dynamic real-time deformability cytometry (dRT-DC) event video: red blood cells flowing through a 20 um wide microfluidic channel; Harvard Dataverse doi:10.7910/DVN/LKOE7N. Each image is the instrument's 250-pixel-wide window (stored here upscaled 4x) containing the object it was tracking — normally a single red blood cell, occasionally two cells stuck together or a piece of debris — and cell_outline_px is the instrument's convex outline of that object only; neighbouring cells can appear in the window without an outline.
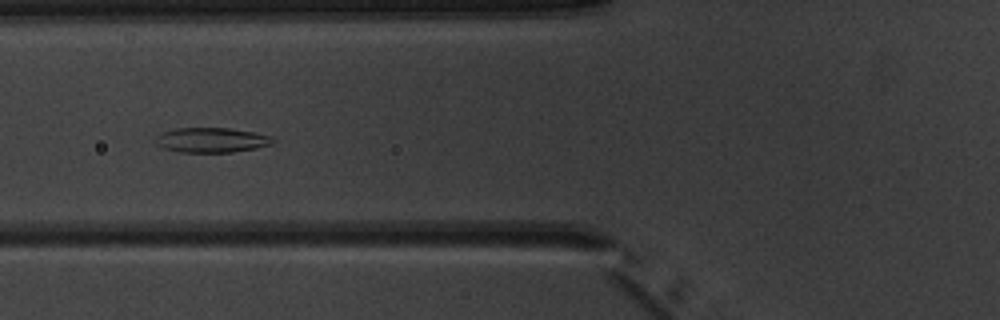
{"species": "common noctule bat (a hibernating species)", "species_latin": "Nyctalus noctula", "temperature_condition": "warm", "stored_images_in_passage": 9, "camera_frame_rate_fps": 3000, "um_per_image_px": 0.085, "animal": {"sex": "male", "body_mass_g": 20.1, "forearm_length_mm": 53.5}, "frame": {"image": 1, "passage_image": 7, "time_ms": 7.0, "image_size_px": [1000, 320], "cell_outline_px": [[276, 140], [272, 144], [256, 148], [232, 152], [180, 152], [164, 148], [156, 144], [152, 140], [160, 132], [176, 128], [228, 128], [252, 132], [272, 136]], "centroid_in_image_um": [17.94, 11.9], "position_along_channel_um": 107.9, "area_um2": 17.11}}
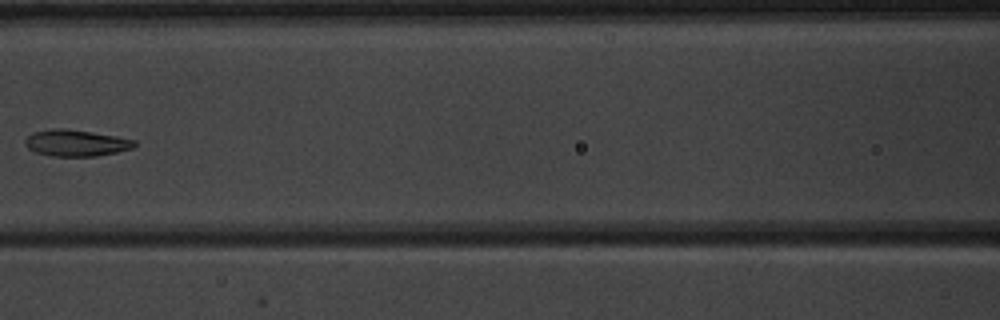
{"frame": {"image": 2, "passage_image": 8, "time_ms": 8.333, "image_size_px": [1000, 320], "cell_outline_px": [[136, 144], [132, 148], [116, 152], [96, 156], [52, 156], [36, 152], [28, 148], [24, 144], [24, 140], [32, 132], [52, 128], [64, 128], [92, 132], [116, 136], [136, 140]], "centroid_in_image_um": [6.44, 12.14], "position_along_channel_um": 160.2, "area_um2": 16.88}}
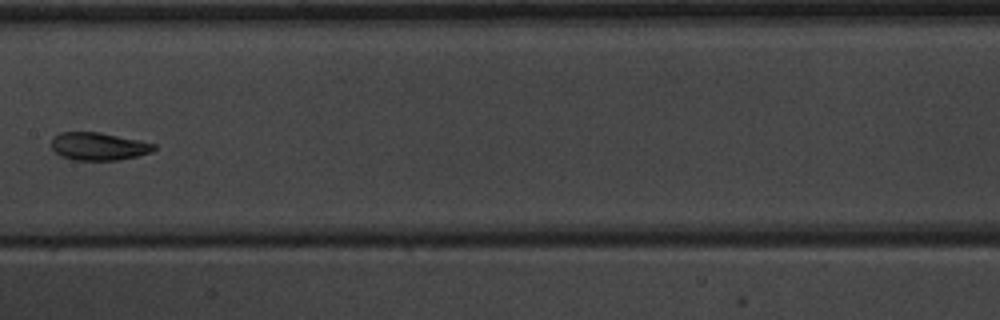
{"frame": {"image": 3, "passage_image": 9, "time_ms": 9.333, "image_size_px": [1000, 320], "cell_outline_px": [[156, 148], [152, 152], [120, 160], [72, 160], [60, 156], [52, 148], [52, 136], [60, 132], [100, 132], [140, 140], [156, 144]], "centroid_in_image_um": [8.38, 12.44], "position_along_channel_um": 199.0, "area_um2": 16.76}}